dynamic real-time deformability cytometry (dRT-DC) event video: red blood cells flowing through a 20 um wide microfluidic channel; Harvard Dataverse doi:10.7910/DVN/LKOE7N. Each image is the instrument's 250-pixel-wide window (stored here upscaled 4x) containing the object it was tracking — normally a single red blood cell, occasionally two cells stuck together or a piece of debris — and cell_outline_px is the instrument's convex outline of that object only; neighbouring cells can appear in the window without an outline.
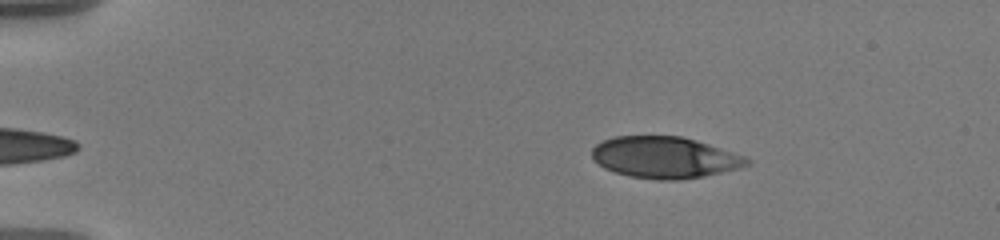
{"species": "human", "species_latin": "Homo sapiens", "temperature_condition": "warm", "stored_images_in_passage": 52, "camera_frame_rate_fps": 3000, "um_per_image_px": 0.085, "donor": {"sex": "male"}, "frame": {"image": 1, "passage_image": 5, "time_ms": 1.333, "image_size_px": [1000, 240], "cell_outline_px": [[752, 164], [740, 168], [704, 176], [680, 180], [656, 180], [628, 176], [604, 168], [592, 160], [592, 148], [596, 144], [604, 140], [616, 136], [680, 136], [696, 140], [744, 156], [752, 160]], "centroid_in_image_um": [56.5, 13.39], "position_along_channel_um": 28.5, "area_um2": 37.57}}
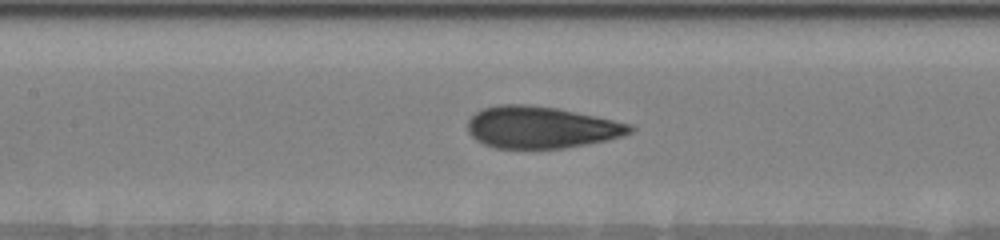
{"frame": {"image": 2, "passage_image": 23, "time_ms": 7.333, "image_size_px": [1000, 240], "cell_outline_px": [[636, 128], [632, 132], [624, 136], [608, 140], [564, 148], [496, 148], [484, 144], [476, 140], [468, 132], [468, 120], [476, 112], [484, 108], [500, 104], [528, 104], [560, 108], [632, 124]], "centroid_in_image_um": [46.02, 10.81], "position_along_channel_um": 161.4, "area_um2": 39.82}}
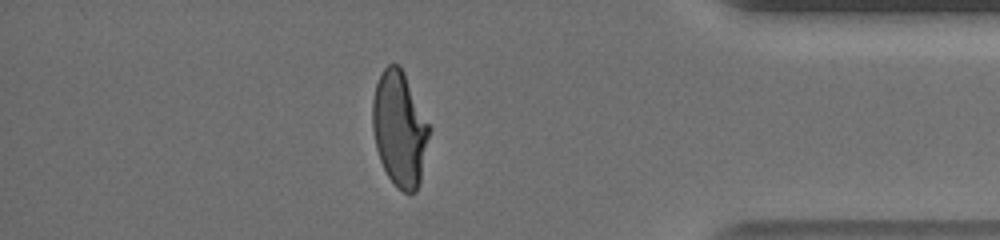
{"frame": {"image": 3, "passage_image": 45, "time_ms": 14.667, "image_size_px": [1000, 240], "cell_outline_px": [[432, 128], [420, 184], [416, 192], [404, 192], [388, 176], [380, 160], [376, 148], [372, 128], [372, 100], [376, 84], [384, 68], [388, 64], [400, 64]], "centroid_in_image_um": [33.99, 10.94], "position_along_channel_um": 401.2, "area_um2": 38.32}, "authors_computed_cell_mechanics": {"area_um2": 38.6682, "velocity_mm_per_s": 3.6027, "shape_relaxation_time_tau1_ms": 5.4042, "shape_relaxation_time_tau2_ms": null, "deformation_change_tau1": 0.2309, "deformation_change_tau2": null}}